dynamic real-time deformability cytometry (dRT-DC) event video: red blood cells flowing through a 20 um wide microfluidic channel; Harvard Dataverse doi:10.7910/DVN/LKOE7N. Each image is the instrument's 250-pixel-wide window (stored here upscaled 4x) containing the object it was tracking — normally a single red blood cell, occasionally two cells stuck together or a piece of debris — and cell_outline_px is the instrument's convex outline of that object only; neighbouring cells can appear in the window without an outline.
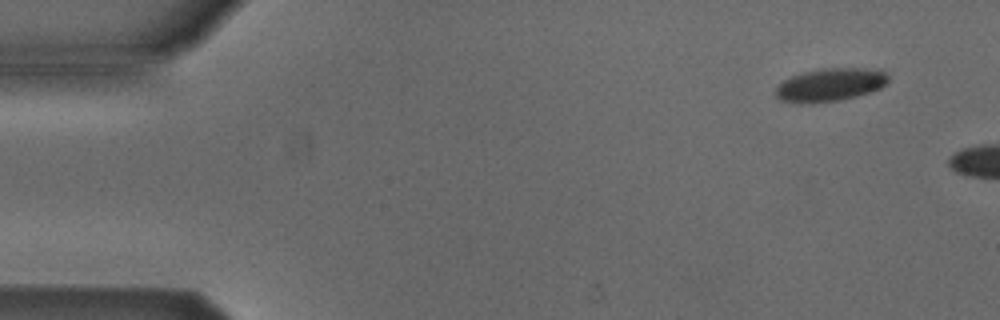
{"species": "Egyptian fruit bat (a non-hibernating species)", "species_latin": "Rousettus aegyptiacus", "temperature_condition": "cold", "stored_images_in_passage": 2, "camera_frame_rate_fps": 3000, "um_per_image_px": 0.085, "animal": {"sex": "male"}, "frame": {"image": 1, "passage_image": 1, "time_ms": 0.0, "image_size_px": [1000, 320], "cell_outline_px": [[888, 84], [880, 88], [856, 96], [840, 100], [812, 104], [792, 104], [780, 100], [776, 96], [776, 88], [784, 80], [792, 76], [804, 72], [820, 68], [860, 68], [884, 72], [888, 76]], "centroid_in_image_um": [70.51, 7.23], "position_along_channel_um": 14.5, "area_um2": 21.79}}